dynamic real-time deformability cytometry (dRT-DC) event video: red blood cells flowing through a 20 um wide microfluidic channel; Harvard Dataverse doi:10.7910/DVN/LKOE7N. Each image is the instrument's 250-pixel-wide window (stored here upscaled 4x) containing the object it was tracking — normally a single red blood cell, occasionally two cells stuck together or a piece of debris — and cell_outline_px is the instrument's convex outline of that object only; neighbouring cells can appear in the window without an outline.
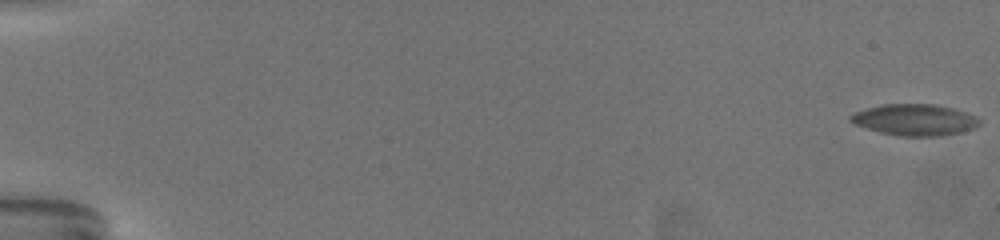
{"species": "common noctule bat (a hibernating species)", "species_latin": "Nyctalus noctula", "temperature_condition": "warm", "stored_images_in_passage": 66, "camera_frame_rate_fps": 3000, "um_per_image_px": 0.085, "animal": {"sex": "female", "body_mass_g": 19.5, "forearm_length_mm": 54.1}, "frame": {"image": 1, "passage_image": 1, "time_ms": 0.0, "image_size_px": [1000, 240], "cell_outline_px": [[980, 124], [972, 128], [960, 132], [940, 136], [900, 136], [880, 132], [856, 124], [848, 120], [848, 116], [856, 112], [868, 108], [884, 104], [936, 104], [952, 108], [964, 112], [980, 120]], "centroid_in_image_um": [77.73, 10.18], "position_along_channel_um": 7.3, "area_um2": 23.18}}
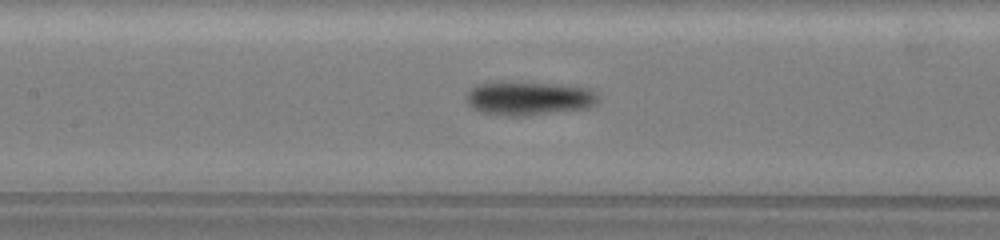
{"frame": {"image": 2, "passage_image": 34, "time_ms": 11.0, "image_size_px": [1000, 240], "cell_outline_px": [[596, 100], [588, 108], [528, 116], [500, 116], [480, 112], [472, 108], [468, 104], [468, 92], [472, 88], [480, 84], [544, 84], [580, 88], [592, 92], [596, 96]], "centroid_in_image_um": [44.87, 8.43], "position_along_channel_um": 162.5, "area_um2": 24.62}}
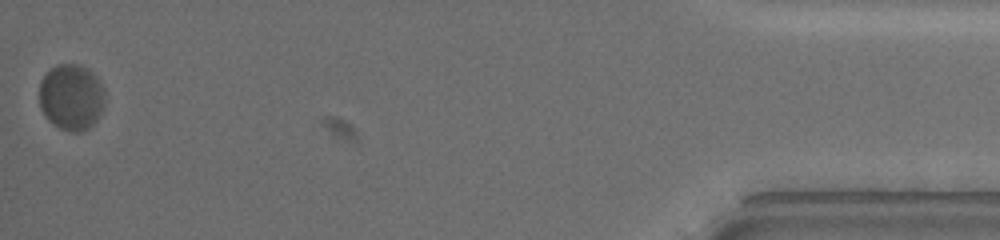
{"frame": {"image": 3, "passage_image": 66, "time_ms": 21.667, "image_size_px": [1000, 240], "cell_outline_px": [[104, 108], [96, 120], [84, 132], [72, 132], [60, 128], [52, 124], [48, 120], [40, 108], [40, 80], [52, 68], [60, 64], [76, 64], [88, 68], [96, 76], [104, 92]], "centroid_in_image_um": [6.07, 8.27], "position_along_channel_um": 429.1, "area_um2": 25.26}, "authors_computed_cell_mechanics": {"area_um2": 23.1778, "velocity_mm_per_s": 3.2881, "shape_relaxation_time_tau1_ms": 5.0755, "shape_relaxation_time_tau2_ms": null, "deformation_change_tau1": 0.1236, "deformation_change_tau2": null}}